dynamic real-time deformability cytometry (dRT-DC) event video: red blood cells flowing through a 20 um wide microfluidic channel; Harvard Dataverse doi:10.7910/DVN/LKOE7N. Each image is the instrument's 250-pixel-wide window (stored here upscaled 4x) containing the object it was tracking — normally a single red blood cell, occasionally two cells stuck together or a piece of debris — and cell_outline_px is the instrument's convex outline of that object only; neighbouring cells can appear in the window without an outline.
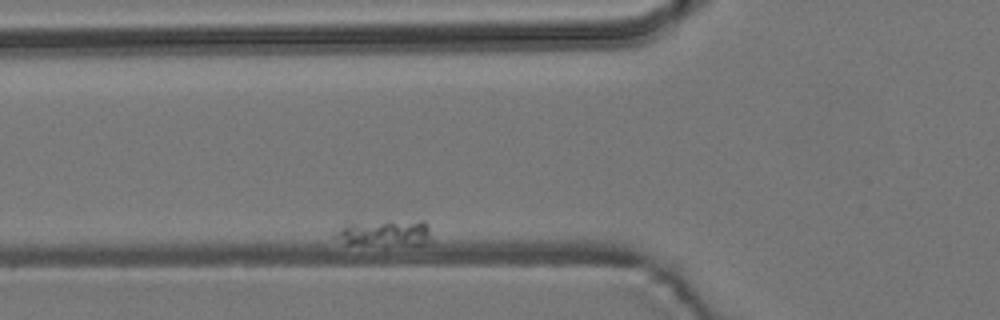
{"species": "common noctule bat (a hibernating species)", "species_latin": "Nyctalus noctula", "temperature_condition": "room temperature", "stored_images_in_passage": 7, "camera_frame_rate_fps": 3000, "um_per_image_px": 0.085, "animal": {"sex": "male", "body_mass_g": 19.2, "forearm_length_mm": 51.8}, "frame": {"image": 1, "passage_image": 4, "time_ms": 3.667, "image_size_px": [1000, 320], "cell_outline_px": [[428, 240], [424, 244], [384, 248], [348, 244], [332, 236], [348, 220], [424, 220], [428, 224]], "centroid_in_image_um": [32.61, 19.81], "position_along_channel_um": 93.2, "area_um2": 16.24}}
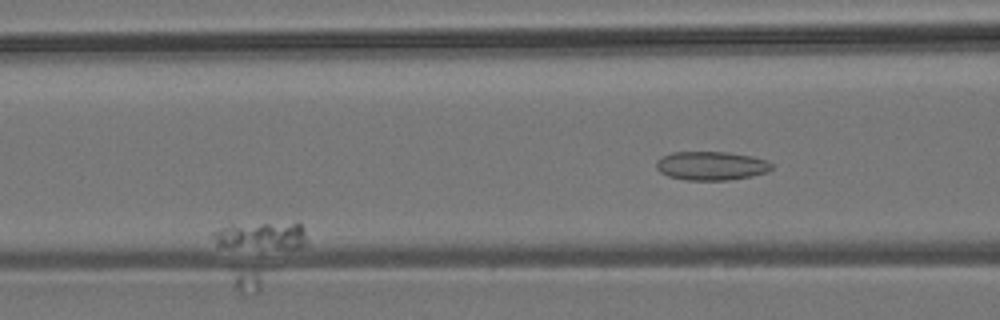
{"frame": {"image": 2, "passage_image": 6, "time_ms": 6.667, "image_size_px": [1000, 320], "cell_outline_px": [[308, 244], [300, 248], [276, 248], [216, 244], [212, 236], [212, 232], [220, 228], [260, 224], [300, 224], [304, 228], [308, 240]], "centroid_in_image_um": [22.35, 20.06], "position_along_channel_um": 144.3, "area_um2": 14.16}}